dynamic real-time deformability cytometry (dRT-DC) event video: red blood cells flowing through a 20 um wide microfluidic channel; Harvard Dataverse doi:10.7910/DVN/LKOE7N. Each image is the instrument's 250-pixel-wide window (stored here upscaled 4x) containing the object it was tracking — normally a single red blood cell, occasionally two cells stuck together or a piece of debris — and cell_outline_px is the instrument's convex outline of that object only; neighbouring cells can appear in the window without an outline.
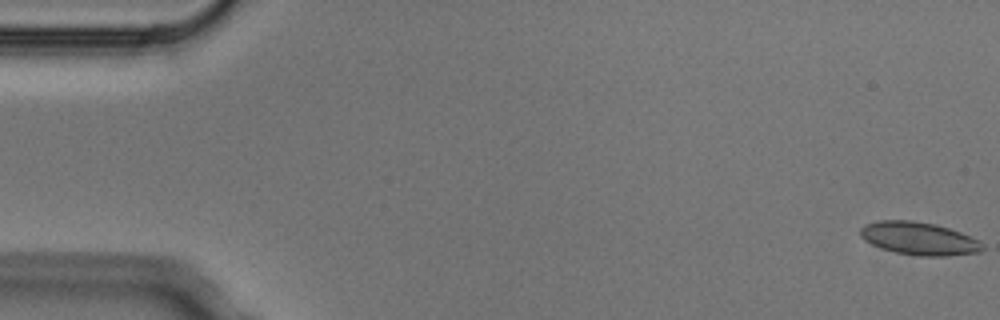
{"species": "Egyptian fruit bat (a non-hibernating species)", "species_latin": "Rousettus aegyptiacus", "temperature_condition": "cold", "stored_images_in_passage": 4, "camera_frame_rate_fps": 3000, "um_per_image_px": 0.085, "animal": {"sex": "male"}, "frame": {"image": 1, "passage_image": 1, "time_ms": 0.0, "image_size_px": [1000, 320], "cell_outline_px": [[984, 248], [980, 252], [944, 256], [920, 256], [896, 252], [880, 248], [864, 240], [860, 236], [860, 228], [864, 224], [880, 220], [912, 220], [936, 224], [960, 232], [980, 240], [984, 244]], "centroid_in_image_um": [78.11, 20.27], "position_along_channel_um": 6.9, "area_um2": 23.52}}
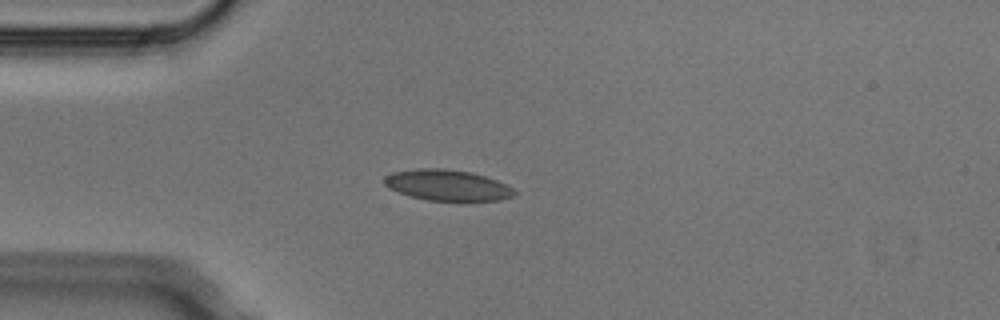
{"frame": {"image": 2, "passage_image": 4, "time_ms": 1.0, "image_size_px": [1000, 320], "cell_outline_px": [[516, 192], [512, 196], [500, 200], [428, 200], [396, 192], [388, 188], [384, 184], [384, 176], [392, 172], [420, 168], [444, 168], [472, 172], [496, 180], [512, 188]], "centroid_in_image_um": [37.97, 15.72], "position_along_channel_um": 47.0, "area_um2": 23.24}}